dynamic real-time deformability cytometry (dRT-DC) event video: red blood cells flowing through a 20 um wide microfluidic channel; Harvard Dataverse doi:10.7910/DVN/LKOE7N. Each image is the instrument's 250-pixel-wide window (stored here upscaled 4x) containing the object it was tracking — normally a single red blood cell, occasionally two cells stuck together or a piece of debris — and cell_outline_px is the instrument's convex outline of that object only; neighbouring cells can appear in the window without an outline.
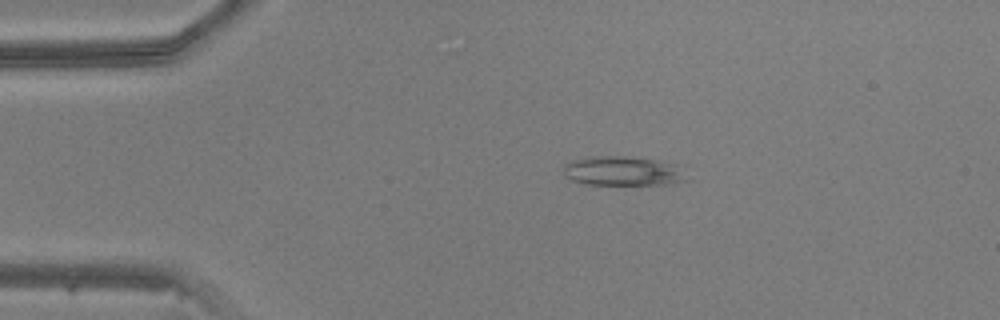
{"species": "common noctule bat (a hibernating species)", "species_latin": "Nyctalus noctula", "temperature_condition": "warm", "stored_images_in_passage": 47, "camera_frame_rate_fps": 3000, "um_per_image_px": 0.085, "animal": {"sex": "male", "body_mass_g": 20.5, "forearm_length_mm": 52.5}, "frame": {"image": 1, "passage_image": 8, "time_ms": 2.333, "image_size_px": [1000, 320], "cell_outline_px": [[692, 180], [664, 184], [584, 184], [572, 180], [564, 176], [564, 164], [572, 160], [588, 156], [632, 156], [668, 160], [684, 164]], "centroid_in_image_um": [53.14, 14.51], "position_along_channel_um": 31.9, "area_um2": 22.25}}
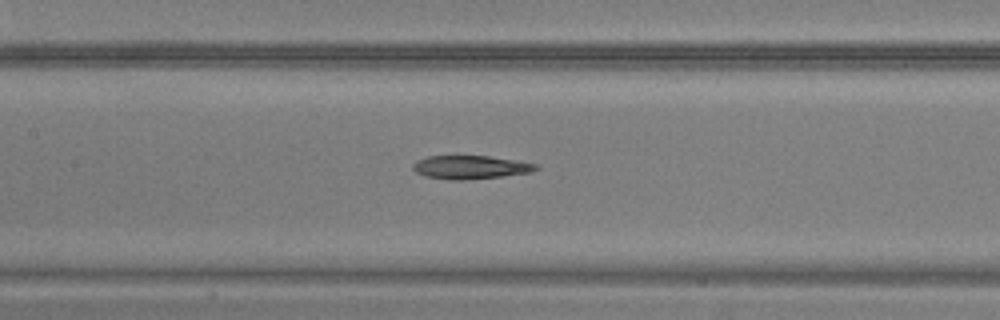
{"frame": {"image": 2, "passage_image": 21, "time_ms": 6.667, "image_size_px": [1000, 320], "cell_outline_px": [[540, 168], [532, 172], [504, 176], [464, 180], [448, 180], [424, 176], [416, 172], [412, 168], [412, 164], [416, 160], [428, 156], [488, 156], [536, 164]], "centroid_in_image_um": [39.95, 14.22], "position_along_channel_um": 167.5, "area_um2": 16.82}}
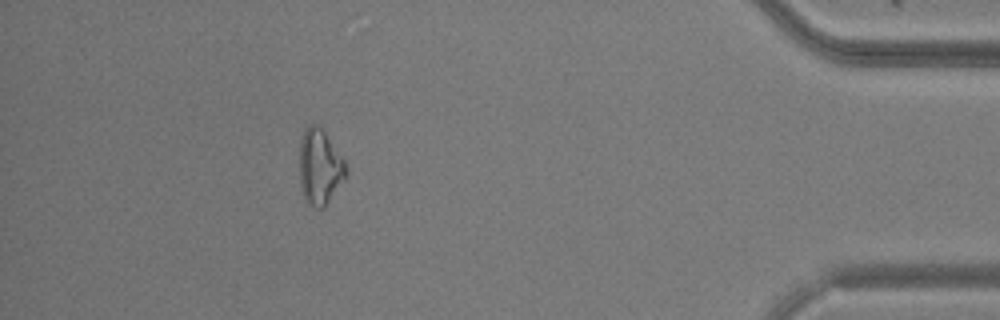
{"frame": {"image": 3, "passage_image": 42, "time_ms": 13.667, "image_size_px": [1000, 320], "cell_outline_px": [[348, 172], [324, 208], [316, 208], [308, 204], [304, 200], [300, 188], [300, 140], [304, 128], [308, 124], [316, 124], [324, 132], [344, 160]], "centroid_in_image_um": [27.15, 14.2], "position_along_channel_um": 408.1, "area_um2": 20.35}}